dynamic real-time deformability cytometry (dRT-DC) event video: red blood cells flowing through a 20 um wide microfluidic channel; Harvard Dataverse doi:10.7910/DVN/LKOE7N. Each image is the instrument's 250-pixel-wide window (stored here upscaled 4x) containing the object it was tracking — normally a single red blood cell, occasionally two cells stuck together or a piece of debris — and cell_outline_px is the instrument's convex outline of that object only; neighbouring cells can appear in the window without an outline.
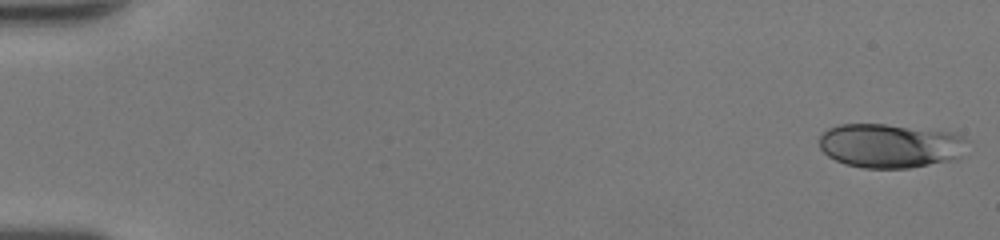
{"species": "human", "species_latin": "Homo sapiens", "temperature_condition": "room temperature", "stored_images_in_passage": 49, "camera_frame_rate_fps": 3000, "um_per_image_px": 0.085, "donor": {"sex": "female"}, "frame": {"image": 1, "passage_image": 1, "time_ms": 0.0, "image_size_px": [1000, 240], "cell_outline_px": [[972, 140], [960, 156], [956, 160], [908, 168], [864, 168], [844, 164], [828, 156], [820, 148], [820, 136], [828, 128], [840, 124], [884, 124], [956, 132]], "centroid_in_image_um": [75.74, 12.38], "position_along_channel_um": 9.3, "area_um2": 38.67}}
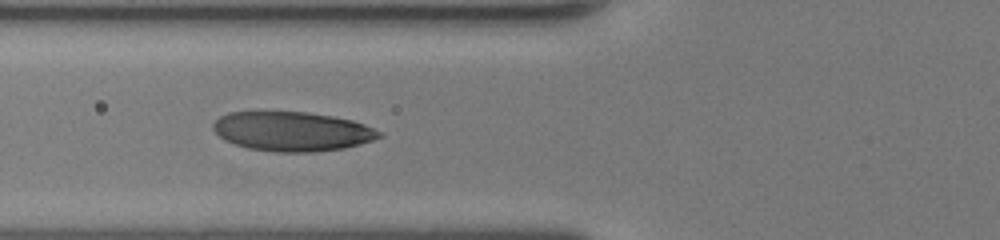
{"frame": {"image": 2, "passage_image": 20, "time_ms": 6.333, "image_size_px": [1000, 240], "cell_outline_px": [[384, 136], [360, 144], [344, 148], [316, 152], [276, 152], [248, 148], [224, 140], [212, 128], [212, 124], [220, 116], [228, 112], [308, 112], [332, 116], [352, 120], [364, 124], [384, 132]], "centroid_in_image_um": [24.86, 11.17], "position_along_channel_um": 100.9, "area_um2": 38.21}}
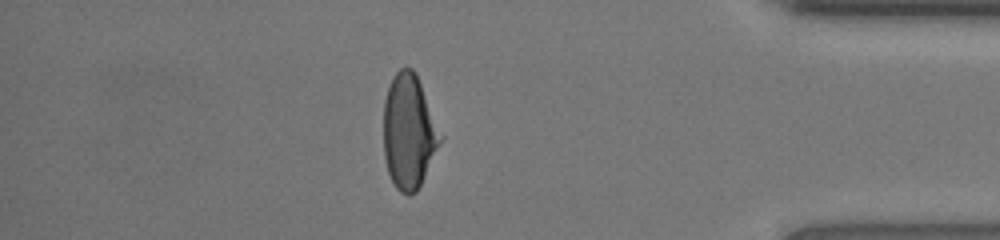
{"frame": {"image": 3, "passage_image": 43, "time_ms": 14.0, "image_size_px": [1000, 240], "cell_outline_px": [[444, 136], [416, 192], [408, 196], [400, 192], [396, 188], [388, 172], [384, 156], [384, 100], [392, 76], [400, 68], [412, 68], [416, 72]], "centroid_in_image_um": [34.77, 11.16], "position_along_channel_um": 400.4, "area_um2": 38.03}, "authors_computed_cell_mechanics": {"area_um2": 37.3388, "velocity_mm_per_s": 4.3045, "shape_relaxation_time_tau1_ms": 4.9727, "shape_relaxation_time_tau2_ms": 0.9048, "deformation_change_tau1": 0.1807, "deformation_change_tau2": 0.0607}}